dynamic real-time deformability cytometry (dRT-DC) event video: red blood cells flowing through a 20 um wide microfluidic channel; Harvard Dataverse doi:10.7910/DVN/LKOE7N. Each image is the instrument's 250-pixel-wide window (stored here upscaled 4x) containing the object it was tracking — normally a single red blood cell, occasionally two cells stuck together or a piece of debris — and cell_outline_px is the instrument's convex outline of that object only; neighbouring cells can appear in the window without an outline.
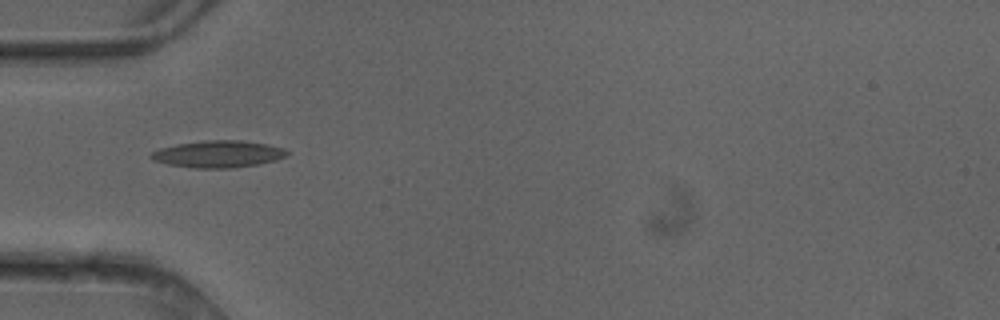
{"species": "common noctule bat (a hibernating species)", "species_latin": "Nyctalus noctula", "temperature_condition": "cold", "stored_images_in_passage": 4, "camera_frame_rate_fps": 3000, "um_per_image_px": 0.085, "animal": {"sex": "female"}, "frame": {"image": 1, "passage_image": 4, "time_ms": 1.0, "image_size_px": [1000, 320], "cell_outline_px": [[288, 156], [276, 160], [260, 164], [232, 168], [192, 168], [168, 164], [152, 160], [148, 156], [152, 152], [160, 148], [176, 144], [204, 140], [240, 140], [268, 144], [284, 148], [288, 152]], "centroid_in_image_um": [18.55, 13.09], "position_along_channel_um": 66.4, "area_um2": 21.56}}